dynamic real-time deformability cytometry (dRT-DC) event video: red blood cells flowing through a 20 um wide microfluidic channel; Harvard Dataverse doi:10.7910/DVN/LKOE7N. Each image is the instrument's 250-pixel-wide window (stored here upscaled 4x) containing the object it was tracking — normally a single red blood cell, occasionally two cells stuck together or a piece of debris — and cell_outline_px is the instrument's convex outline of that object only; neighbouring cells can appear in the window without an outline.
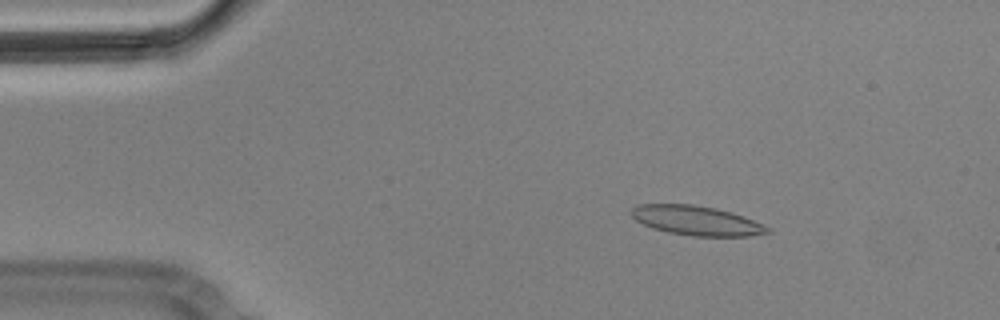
{"species": "Egyptian fruit bat (a non-hibernating species)", "species_latin": "Rousettus aegyptiacus", "temperature_condition": "cold", "stored_images_in_passage": 4, "camera_frame_rate_fps": 3000, "um_per_image_px": 0.085, "animal": {"sex": "male"}, "frame": {"image": 1, "passage_image": 3, "time_ms": 0.667, "image_size_px": [1000, 320], "cell_outline_px": [[772, 232], [748, 236], [692, 236], [668, 232], [652, 228], [636, 220], [628, 212], [636, 204], [692, 204], [716, 208], [732, 212], [744, 216], [764, 224], [772, 228]], "centroid_in_image_um": [59.22, 18.74], "position_along_channel_um": 25.8, "area_um2": 23.64}}